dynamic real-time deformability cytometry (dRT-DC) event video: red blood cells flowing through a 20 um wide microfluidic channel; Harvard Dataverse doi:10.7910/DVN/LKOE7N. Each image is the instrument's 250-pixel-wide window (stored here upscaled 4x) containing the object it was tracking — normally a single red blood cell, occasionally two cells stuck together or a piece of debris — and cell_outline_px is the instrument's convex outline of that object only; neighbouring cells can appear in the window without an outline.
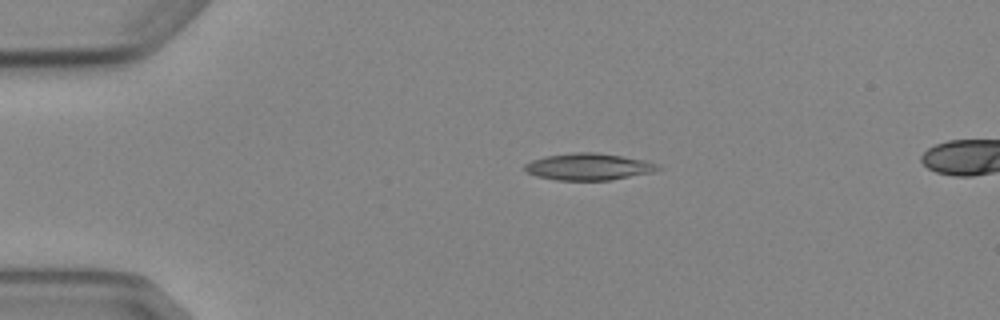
{"species": "Egyptian fruit bat (a non-hibernating species)", "species_latin": "Rousettus aegyptiacus", "temperature_condition": "cold", "stored_images_in_passage": 3, "segment_of_instrument_passage": [1, 2], "camera_frame_rate_fps": 3000, "um_per_image_px": 0.085, "animal": {"sex": "female"}, "frame": {"image": 1, "passage_image": 1, "time_ms": 0.0, "image_size_px": [1000, 320], "cell_outline_px": [[664, 168], [652, 172], [612, 180], [556, 180], [536, 176], [528, 172], [524, 168], [524, 164], [532, 160], [544, 156], [576, 152], [596, 152], [644, 160], [660, 164]], "centroid_in_image_um": [50.05, 14.17], "position_along_channel_um": 34.9, "area_um2": 20.87}}